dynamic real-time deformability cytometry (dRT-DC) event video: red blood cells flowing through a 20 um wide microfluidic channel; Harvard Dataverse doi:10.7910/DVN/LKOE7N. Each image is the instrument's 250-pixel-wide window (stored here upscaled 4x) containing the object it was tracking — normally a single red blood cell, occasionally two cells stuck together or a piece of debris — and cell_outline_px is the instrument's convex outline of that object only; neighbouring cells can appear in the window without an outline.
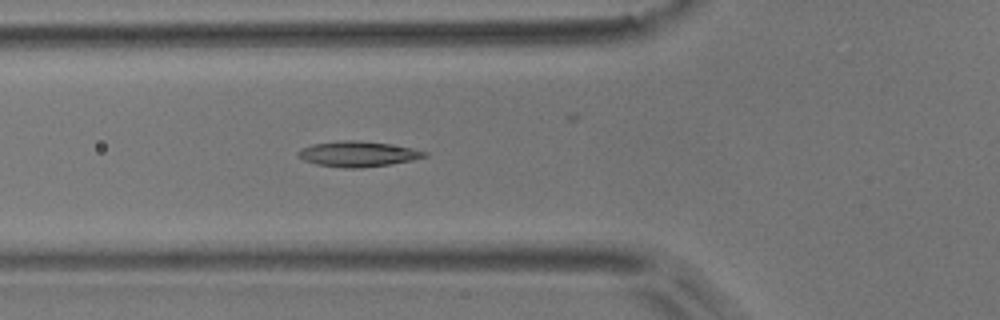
{"species": "common noctule bat (a hibernating species)", "species_latin": "Nyctalus noctula", "temperature_condition": "room temperature", "stored_images_in_passage": 5, "camera_frame_rate_fps": 3000, "um_per_image_px": 0.085, "animal": {"sex": "male", "body_mass_g": 17.9}, "frame": {"image": 1, "passage_image": 5, "time_ms": 1.333, "image_size_px": [1000, 320], "cell_outline_px": [[428, 156], [412, 160], [364, 168], [344, 168], [316, 164], [304, 160], [296, 156], [296, 152], [300, 148], [312, 144], [340, 140], [360, 140], [388, 144], [412, 148], [428, 152]], "centroid_in_image_um": [30.38, 13.08], "position_along_channel_um": 95.4, "area_um2": 18.84}}